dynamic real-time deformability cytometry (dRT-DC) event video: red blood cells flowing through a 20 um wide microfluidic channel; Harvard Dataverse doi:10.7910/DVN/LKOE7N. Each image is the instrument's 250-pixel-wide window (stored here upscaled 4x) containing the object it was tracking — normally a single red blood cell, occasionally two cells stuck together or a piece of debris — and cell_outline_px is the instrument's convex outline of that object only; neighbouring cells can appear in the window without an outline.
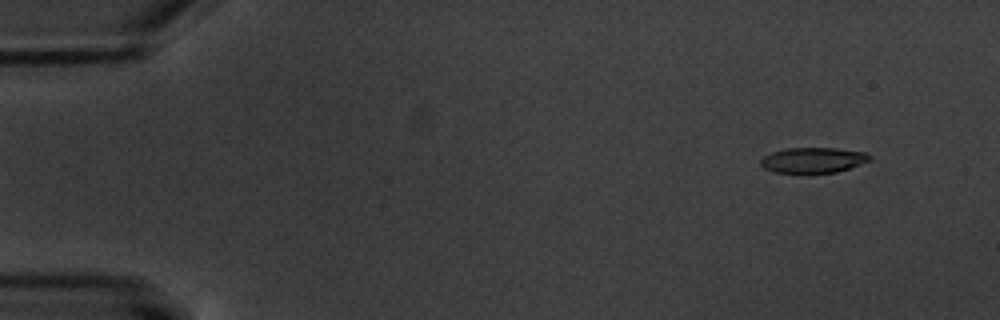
{"species": "common noctule bat (a hibernating species)", "species_latin": "Nyctalus noctula", "temperature_condition": "warm", "stored_images_in_passage": 5, "camera_frame_rate_fps": 3000, "um_per_image_px": 0.085, "animal": {"sex": "male", "body_mass_g": 20.1, "forearm_length_mm": 53.5}, "frame": {"image": 1, "passage_image": 2, "time_ms": 1.0, "image_size_px": [1000, 320], "cell_outline_px": [[872, 160], [836, 172], [804, 176], [776, 172], [764, 168], [760, 164], [760, 160], [764, 156], [772, 152], [784, 148], [836, 148], [864, 152], [872, 156]], "centroid_in_image_um": [69.08, 13.65], "position_along_channel_um": 15.9, "area_um2": 16.82}}
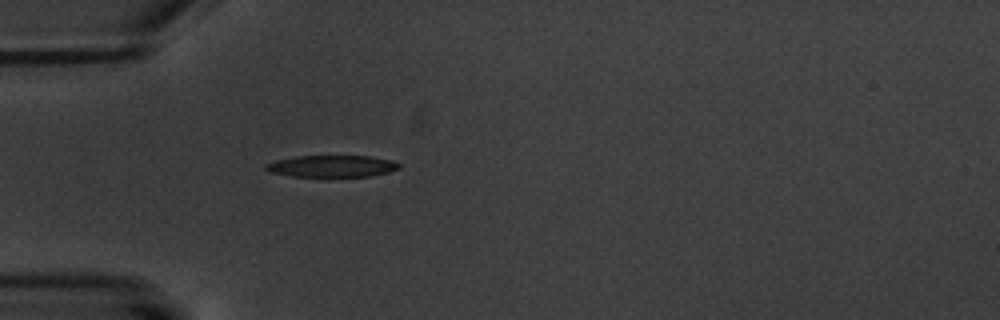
{"frame": {"image": 2, "passage_image": 5, "time_ms": 5.333, "image_size_px": [1000, 320], "cell_outline_px": [[400, 168], [388, 172], [368, 176], [292, 176], [268, 172], [264, 168], [264, 164], [276, 160], [296, 156], [368, 156], [392, 160], [400, 164]], "centroid_in_image_um": [28.17, 14.12], "position_along_channel_um": 56.8, "area_um2": 16.82}}